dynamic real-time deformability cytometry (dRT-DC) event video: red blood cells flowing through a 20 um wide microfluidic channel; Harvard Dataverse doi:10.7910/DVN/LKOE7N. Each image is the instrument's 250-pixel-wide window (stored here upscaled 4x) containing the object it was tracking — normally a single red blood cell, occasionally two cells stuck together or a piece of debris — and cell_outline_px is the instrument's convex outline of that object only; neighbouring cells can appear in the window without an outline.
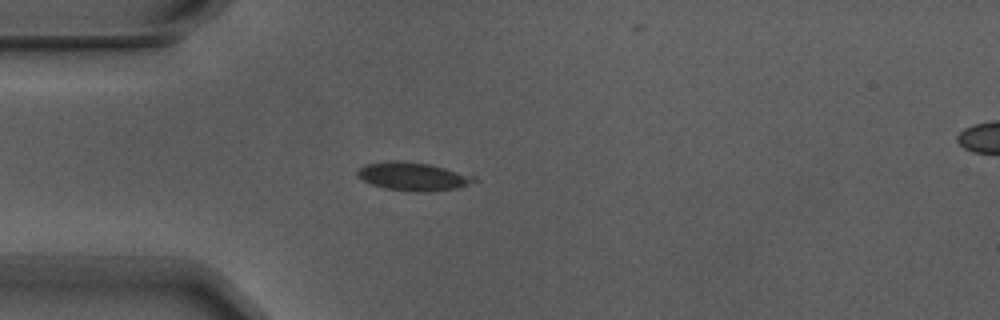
{"species": "Egyptian fruit bat (a non-hibernating species)", "species_latin": "Rousettus aegyptiacus", "temperature_condition": "warm", "stored_images_in_passage": 6, "camera_frame_rate_fps": 3000, "um_per_image_px": 0.085, "animal": {"sex": "male"}, "frame": {"image": 1, "passage_image": 4, "time_ms": 1.0, "image_size_px": [1000, 320], "cell_outline_px": [[480, 180], [456, 188], [428, 192], [416, 192], [384, 188], [372, 184], [364, 180], [356, 172], [360, 168], [368, 164], [392, 160], [396, 160], [428, 164], [476, 176]], "centroid_in_image_um": [35.16, 15.0], "position_along_channel_um": 49.8, "area_um2": 18.96}}